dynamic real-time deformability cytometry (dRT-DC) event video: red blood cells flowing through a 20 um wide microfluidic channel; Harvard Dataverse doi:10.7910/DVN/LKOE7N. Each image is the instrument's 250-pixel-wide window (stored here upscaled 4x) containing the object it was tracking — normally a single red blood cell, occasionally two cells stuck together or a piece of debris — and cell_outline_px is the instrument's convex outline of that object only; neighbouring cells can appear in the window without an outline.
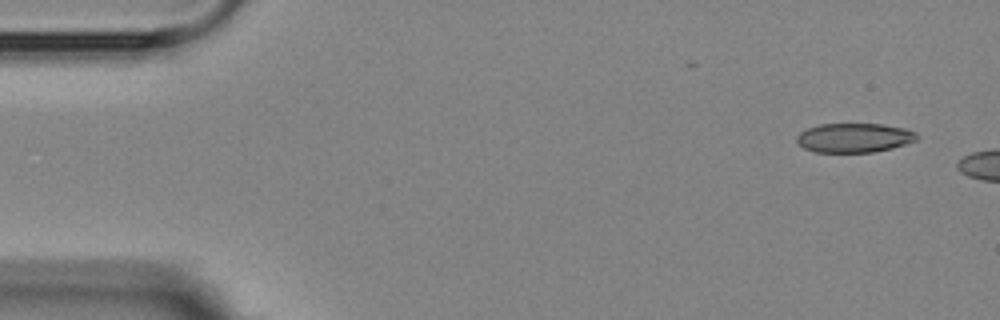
{"species": "Egyptian fruit bat (a non-hibernating species)", "species_latin": "Rousettus aegyptiacus", "temperature_condition": "room temperature", "stored_images_in_passage": 3, "camera_frame_rate_fps": 3000, "um_per_image_px": 0.085, "animal": {"sex": "female"}, "frame": {"image": 1, "passage_image": 1, "time_ms": 0.0, "image_size_px": [1000, 320], "cell_outline_px": [[920, 136], [916, 140], [892, 148], [872, 152], [816, 152], [804, 148], [796, 140], [796, 136], [800, 132], [808, 128], [820, 124], [880, 124], [908, 128], [916, 132]], "centroid_in_image_um": [72.63, 11.7], "position_along_channel_um": 12.4, "area_um2": 20.52}}